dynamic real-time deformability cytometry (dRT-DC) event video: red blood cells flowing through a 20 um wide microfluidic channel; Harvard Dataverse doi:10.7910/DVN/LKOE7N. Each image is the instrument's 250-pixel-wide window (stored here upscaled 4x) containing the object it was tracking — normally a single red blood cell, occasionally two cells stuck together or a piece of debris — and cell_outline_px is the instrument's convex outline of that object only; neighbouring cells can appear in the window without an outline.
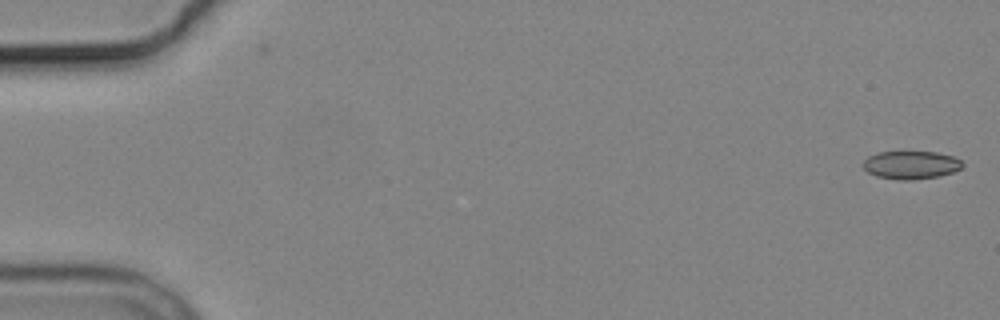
{"species": "common noctule bat (a hibernating species)", "species_latin": "Nyctalus noctula", "temperature_condition": "cold", "stored_images_in_passage": 6, "camera_frame_rate_fps": 3000, "um_per_image_px": 0.085, "animal": {"sex": "male", "body_mass_g": 19.2, "forearm_length_mm": 51.8}, "frame": {"image": 1, "passage_image": 1, "time_ms": 0.0, "image_size_px": [1000, 320], "cell_outline_px": [[964, 164], [960, 168], [952, 172], [940, 176], [912, 180], [900, 180], [876, 176], [868, 172], [864, 168], [864, 160], [868, 156], [880, 152], [936, 152], [952, 156], [960, 160]], "centroid_in_image_um": [77.43, 14.02], "position_along_channel_um": 7.6, "area_um2": 16.13}}
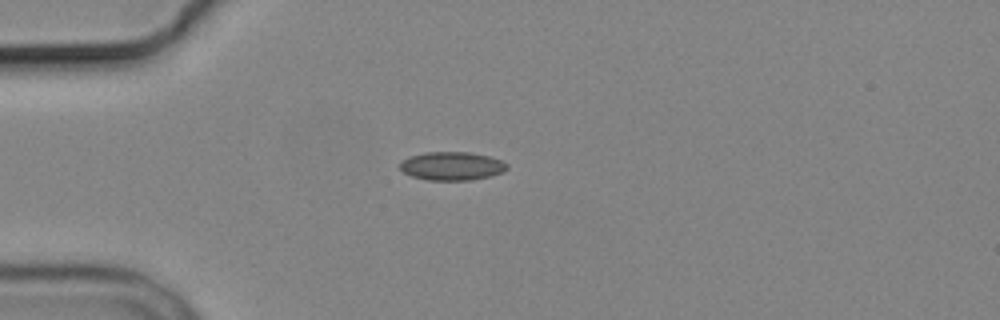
{"frame": {"image": 2, "passage_image": 5, "time_ms": 4.667, "image_size_px": [1000, 320], "cell_outline_px": [[508, 168], [504, 172], [488, 176], [468, 180], [428, 180], [412, 176], [404, 172], [400, 168], [400, 160], [408, 156], [424, 152], [468, 152], [488, 156], [500, 160], [508, 164]], "centroid_in_image_um": [38.38, 14.1], "position_along_channel_um": 46.6, "area_um2": 17.74}}
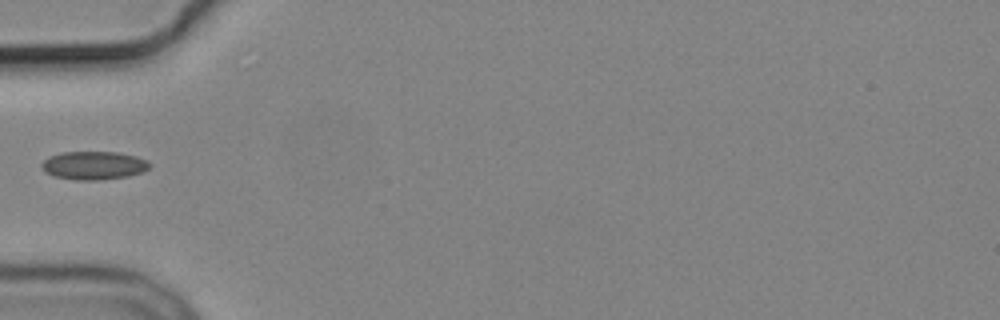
{"frame": {"image": 3, "passage_image": 6, "time_ms": 6.0, "image_size_px": [1000, 320], "cell_outline_px": [[152, 164], [144, 172], [128, 176], [100, 180], [76, 180], [52, 176], [44, 172], [40, 168], [40, 164], [48, 156], [64, 152], [120, 152], [136, 156], [148, 160]], "centroid_in_image_um": [7.96, 14.06], "position_along_channel_um": 77.0, "area_um2": 18.15}}